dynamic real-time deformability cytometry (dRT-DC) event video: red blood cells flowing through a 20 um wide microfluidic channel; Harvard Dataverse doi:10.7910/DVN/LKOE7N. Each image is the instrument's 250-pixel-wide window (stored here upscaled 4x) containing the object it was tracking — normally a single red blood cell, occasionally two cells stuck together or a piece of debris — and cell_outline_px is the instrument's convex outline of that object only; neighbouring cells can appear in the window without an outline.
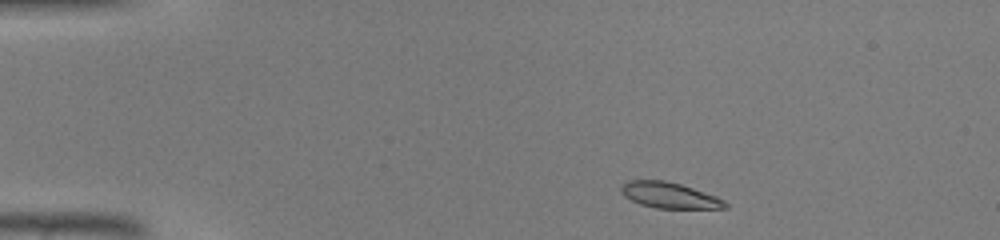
{"species": "common noctule bat (a hibernating species)", "species_latin": "Nyctalus noctula", "temperature_condition": "warm", "stored_images_in_passage": 38, "camera_frame_rate_fps": 3000, "um_per_image_px": 0.085, "animal": {"sex": "male", "body_mass_g": 19.0, "forearm_length_mm": 50.8}, "frame": {"image": 1, "passage_image": 1, "time_ms": 0.0, "image_size_px": [1000, 240], "cell_outline_px": [[728, 208], [656, 208], [640, 204], [624, 196], [620, 192], [620, 188], [628, 180], [664, 180], [680, 184], [716, 196], [724, 200], [728, 204]], "centroid_in_image_um": [56.89, 16.6], "position_along_channel_um": 28.1, "area_um2": 15.55}}
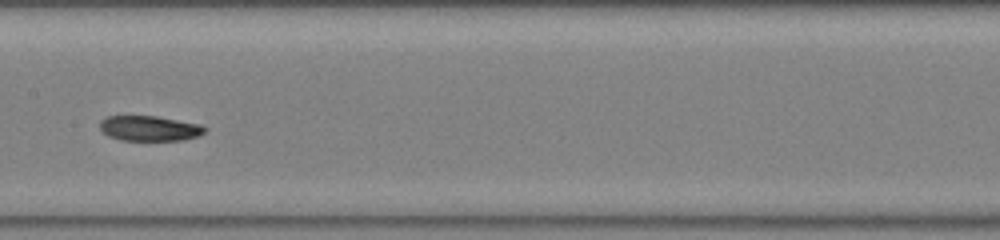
{"frame": {"image": 2, "passage_image": 17, "time_ms": 5.333, "image_size_px": [1000, 240], "cell_outline_px": [[208, 128], [200, 136], [184, 140], [120, 140], [108, 136], [100, 128], [100, 120], [104, 116], [156, 116], [200, 124]], "centroid_in_image_um": [12.72, 10.91], "position_along_channel_um": 194.7, "area_um2": 15.49}}
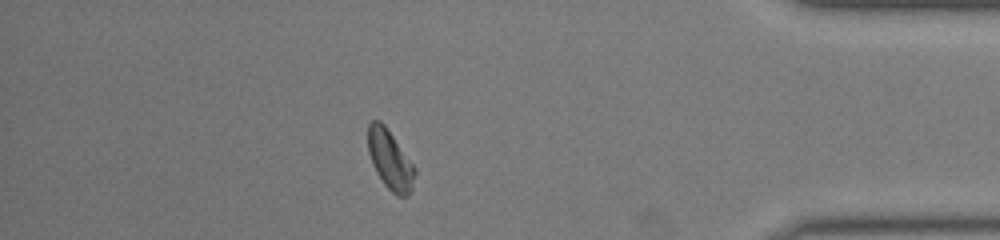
{"frame": {"image": 3, "passage_image": 33, "time_ms": 10.667, "image_size_px": [1000, 240], "cell_outline_px": [[416, 172], [412, 192], [408, 196], [396, 196], [384, 184], [376, 172], [372, 164], [368, 152], [368, 124], [372, 120], [380, 120], [384, 124], [416, 168]], "centroid_in_image_um": [33.17, 13.61], "position_along_channel_um": 402.0, "area_um2": 16.3}}